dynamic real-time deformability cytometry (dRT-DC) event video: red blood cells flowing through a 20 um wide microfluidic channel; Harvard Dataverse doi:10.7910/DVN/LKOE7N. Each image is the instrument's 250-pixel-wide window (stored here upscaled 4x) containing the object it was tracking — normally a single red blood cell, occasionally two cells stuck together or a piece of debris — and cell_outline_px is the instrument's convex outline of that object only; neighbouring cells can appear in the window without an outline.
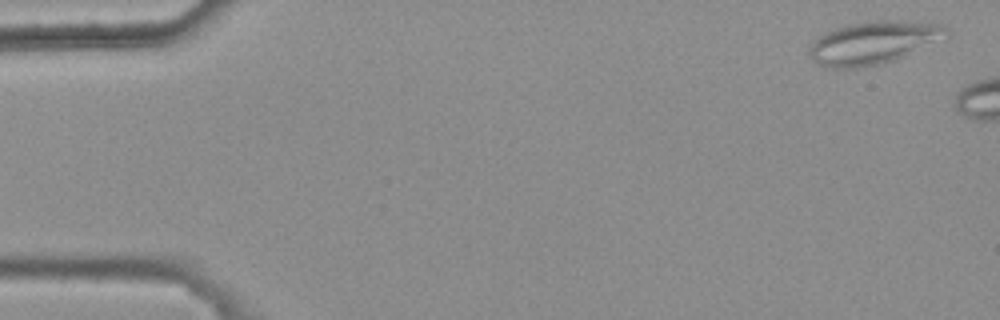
{"species": "common noctule bat (a hibernating species)", "species_latin": "Nyctalus noctula", "temperature_condition": "warm", "stored_images_in_passage": 3, "camera_frame_rate_fps": 3000, "um_per_image_px": 0.085, "animal": {"sex": "female", "body_mass_g": 25.1}, "frame": {"image": 1, "passage_image": 1, "time_ms": 0.0, "image_size_px": [1000, 320], "cell_outline_px": [[948, 36], [896, 60], [880, 64], [860, 68], [828, 68], [812, 60], [808, 56], [808, 48], [824, 32], [848, 24], [876, 20], [896, 20], [940, 24], [948, 28]], "centroid_in_image_um": [74.22, 3.63], "position_along_channel_um": 10.8, "area_um2": 34.22}}